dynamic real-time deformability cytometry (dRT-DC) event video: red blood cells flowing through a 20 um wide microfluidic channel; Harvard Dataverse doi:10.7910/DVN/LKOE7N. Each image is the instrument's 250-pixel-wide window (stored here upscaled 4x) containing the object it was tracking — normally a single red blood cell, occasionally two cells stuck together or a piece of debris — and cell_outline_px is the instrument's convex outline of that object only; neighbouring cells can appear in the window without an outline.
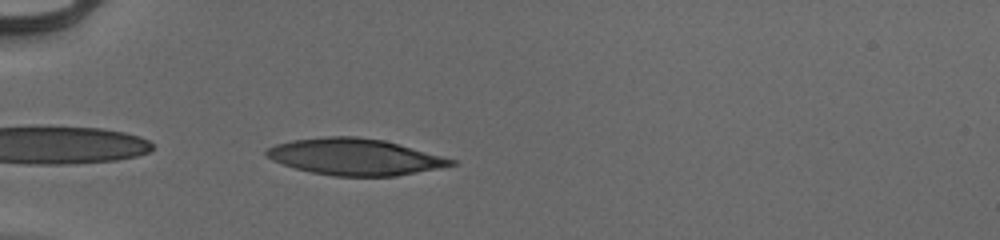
{"species": "human", "species_latin": "Homo sapiens", "temperature_condition": "cold", "stored_images_in_passage": 37, "camera_frame_rate_fps": 3000, "um_per_image_px": 0.085, "donor": {"sex": "male"}, "frame": {"image": 1, "passage_image": 1, "time_ms": 0.0, "image_size_px": [1000, 240], "cell_outline_px": [[456, 164], [440, 168], [396, 176], [332, 176], [312, 172], [296, 168], [272, 160], [264, 156], [264, 148], [276, 144], [292, 140], [328, 136], [356, 136], [384, 140], [456, 160]], "centroid_in_image_um": [30.12, 13.33], "position_along_channel_um": 54.9, "area_um2": 39.19}}
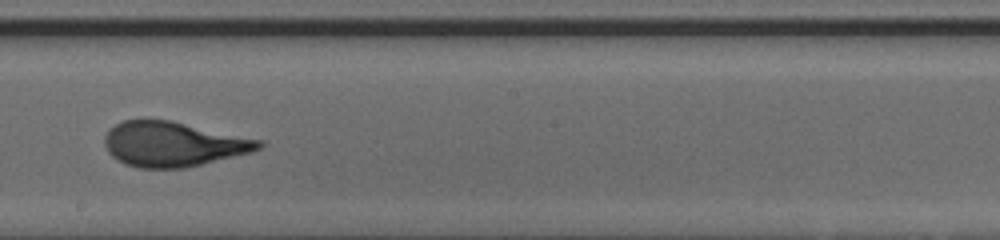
{"frame": {"image": 2, "passage_image": 16, "time_ms": 5.0, "image_size_px": [1000, 240], "cell_outline_px": [[264, 144], [260, 148], [252, 152], [184, 168], [140, 168], [124, 164], [116, 160], [108, 152], [104, 144], [104, 136], [116, 124], [124, 120], [172, 120], [264, 140]], "centroid_in_image_um": [14.74, 12.25], "position_along_channel_um": 233.5, "area_um2": 40.4}}
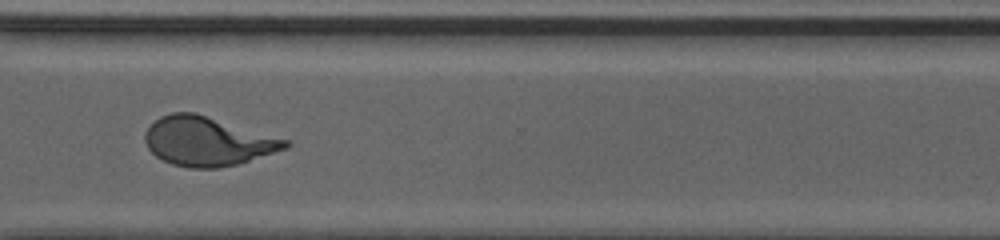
{"frame": {"image": 3, "passage_image": 25, "time_ms": 8.0, "image_size_px": [1000, 240], "cell_outline_px": [[292, 144], [288, 148], [236, 164], [216, 168], [192, 168], [172, 164], [156, 156], [148, 148], [144, 140], [144, 132], [160, 116], [172, 112], [192, 112], [288, 140]], "centroid_in_image_um": [17.61, 12.02], "position_along_channel_um": 353.0, "area_um2": 39.48}, "authors_computed_cell_mechanics": {"area_um2": 39.7086, "velocity_mm_per_s": 3.9698, "shape_relaxation_time_tau1_ms": 4.8546, "shape_relaxation_time_tau2_ms": 0.6454, "deformation_change_tau1": 0.2261, "deformation_change_tau2": 0.0763}}